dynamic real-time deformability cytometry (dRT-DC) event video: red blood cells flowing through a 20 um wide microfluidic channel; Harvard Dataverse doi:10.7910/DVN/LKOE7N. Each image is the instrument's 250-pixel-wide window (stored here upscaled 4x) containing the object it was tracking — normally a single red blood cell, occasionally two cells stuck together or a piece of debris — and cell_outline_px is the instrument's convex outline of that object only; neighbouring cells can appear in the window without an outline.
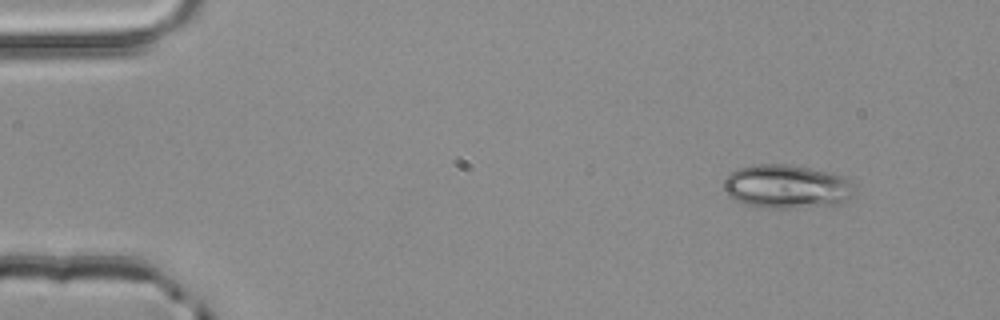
{"species": "common noctule bat (a hibernating species)", "species_latin": "Nyctalus noctula", "temperature_condition": "room temperature", "stored_images_in_passage": 3, "camera_frame_rate_fps": 3000, "um_per_image_px": 0.085, "animal": {"sex": "male", "body_mass_g": 20.4}, "frame": {"image": 1, "passage_image": 1, "time_ms": 0.0, "image_size_px": [1000, 320], "cell_outline_px": [[852, 196], [848, 200], [840, 204], [788, 208], [772, 208], [748, 204], [736, 200], [728, 196], [724, 188], [724, 180], [732, 172], [740, 168], [752, 164], [788, 164], [832, 172], [844, 176], [848, 180]], "centroid_in_image_um": [66.86, 15.84], "position_along_channel_um": 18.1, "area_um2": 32.95}}